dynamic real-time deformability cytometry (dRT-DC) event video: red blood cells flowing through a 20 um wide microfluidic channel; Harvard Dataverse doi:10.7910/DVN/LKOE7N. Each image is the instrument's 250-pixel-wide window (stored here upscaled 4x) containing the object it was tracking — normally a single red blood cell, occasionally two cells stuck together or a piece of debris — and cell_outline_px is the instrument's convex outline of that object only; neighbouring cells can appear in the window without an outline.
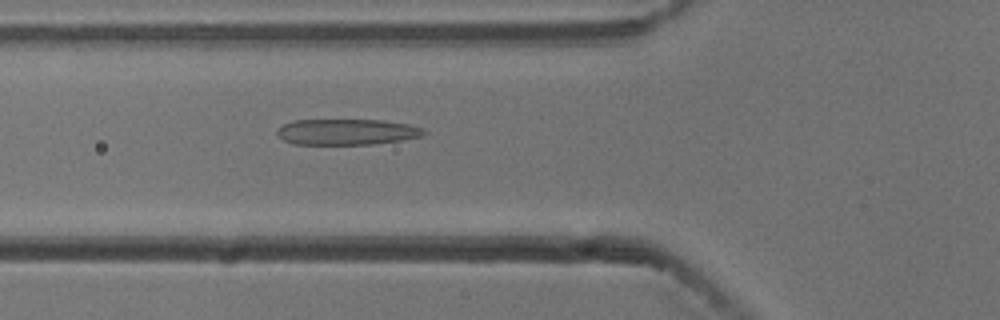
{"species": "common noctule bat (a hibernating species)", "species_latin": "Nyctalus noctula", "temperature_condition": "cold", "stored_images_in_passage": 54, "camera_frame_rate_fps": 3000, "um_per_image_px": 0.085, "animal": {"sex": "male", "body_mass_g": 13.3}, "frame": {"image": 1, "passage_image": 19, "time_ms": 6.0, "image_size_px": [1000, 320], "cell_outline_px": [[428, 132], [420, 136], [404, 140], [372, 144], [296, 144], [284, 140], [276, 136], [276, 128], [292, 120], [384, 120], [408, 124], [424, 128]], "centroid_in_image_um": [29.47, 11.21], "position_along_channel_um": 96.3, "area_um2": 22.31}}
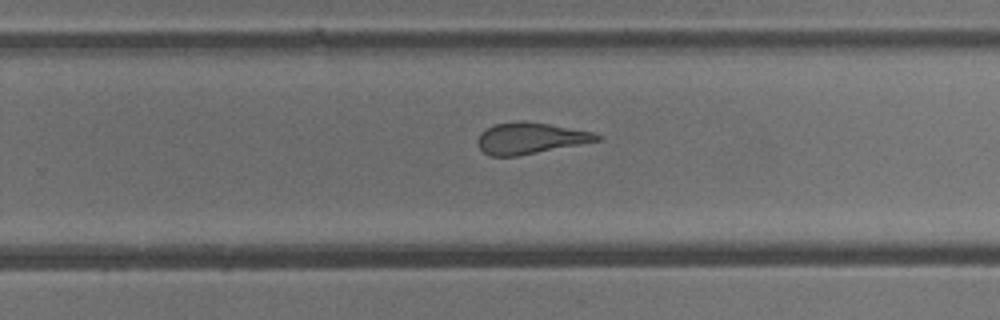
{"frame": {"image": 2, "passage_image": 34, "time_ms": 11.0, "image_size_px": [1000, 320], "cell_outline_px": [[604, 140], [516, 156], [492, 156], [484, 152], [480, 148], [476, 140], [480, 132], [496, 124], [520, 120], [524, 120], [548, 124], [592, 132], [604, 136]], "centroid_in_image_um": [45.1, 11.74], "position_along_channel_um": 284.7, "area_um2": 21.73}}
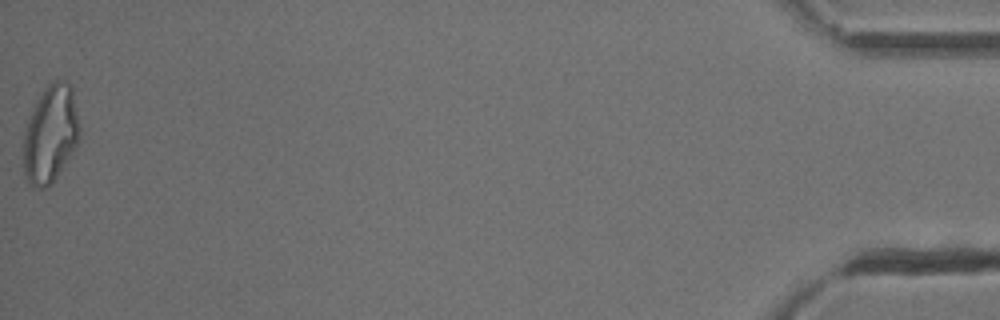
{"frame": {"image": 3, "passage_image": 54, "time_ms": 17.667, "image_size_px": [1000, 320], "cell_outline_px": [[80, 136], [76, 148], [52, 184], [44, 188], [32, 188], [28, 184], [24, 176], [24, 132], [28, 120], [36, 100], [44, 88], [52, 80], [68, 80], [72, 84], [80, 128]], "centroid_in_image_um": [4.31, 11.39], "position_along_channel_um": 430.9, "area_um2": 32.48}, "authors_computed_cell_mechanics": {"area_um2": 24.8251, "velocity_mm_per_s": 3.7564, "shape_relaxation_time_tau1_ms": 7.8684, "shape_relaxation_time_tau2_ms": 1.3398, "deformation_change_tau1": 0.2569, "deformation_change_tau2": 0.1188}}